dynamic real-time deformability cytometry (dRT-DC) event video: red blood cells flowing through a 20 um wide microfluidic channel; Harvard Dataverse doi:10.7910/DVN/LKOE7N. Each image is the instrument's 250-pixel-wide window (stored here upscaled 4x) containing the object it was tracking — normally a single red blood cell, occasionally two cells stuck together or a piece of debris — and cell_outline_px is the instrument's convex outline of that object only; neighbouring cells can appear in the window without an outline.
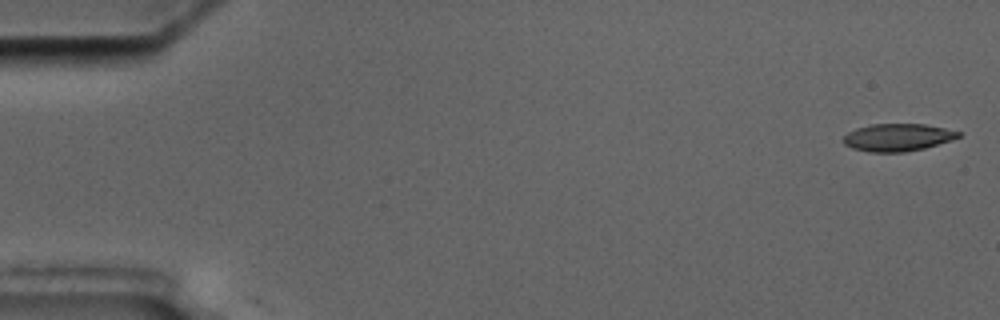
{"species": "common noctule bat (a hibernating species)", "species_latin": "Nyctalus noctula", "temperature_condition": "cold", "stored_images_in_passage": 4, "camera_frame_rate_fps": 3000, "um_per_image_px": 0.085, "animal": {"sex": "male", "body_mass_g": 17.5, "forearm_length_mm": 52.3}, "frame": {"image": 1, "passage_image": 1, "time_ms": 0.0, "image_size_px": [1000, 320], "cell_outline_px": [[960, 136], [924, 148], [904, 152], [868, 152], [852, 148], [844, 144], [844, 136], [848, 132], [856, 128], [872, 124], [924, 124], [944, 128], [960, 132]], "centroid_in_image_um": [76.24, 11.68], "position_along_channel_um": 8.8, "area_um2": 18.15}}